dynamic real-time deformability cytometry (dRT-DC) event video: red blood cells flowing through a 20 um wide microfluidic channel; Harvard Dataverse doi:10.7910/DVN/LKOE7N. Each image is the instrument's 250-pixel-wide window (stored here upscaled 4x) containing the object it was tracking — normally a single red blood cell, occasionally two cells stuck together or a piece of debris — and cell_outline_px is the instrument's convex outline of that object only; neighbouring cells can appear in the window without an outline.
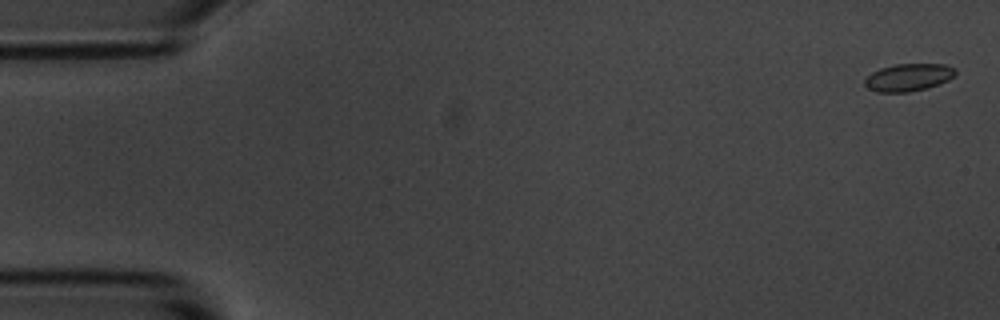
{"species": "common noctule bat (a hibernating species)", "species_latin": "Nyctalus noctula", "temperature_condition": "room temperature", "stored_images_in_passage": 5, "camera_frame_rate_fps": 3000, "um_per_image_px": 0.085, "animal": {"sex": "male", "body_mass_g": 20.1, "forearm_length_mm": 53.5}, "frame": {"image": 1, "passage_image": 1, "time_ms": 0.0, "image_size_px": [1000, 320], "cell_outline_px": [[956, 72], [948, 80], [940, 84], [928, 88], [908, 92], [876, 92], [868, 88], [864, 84], [864, 80], [872, 72], [880, 68], [896, 64], [944, 64], [956, 68]], "centroid_in_image_um": [77.22, 6.58], "position_along_channel_um": 7.8, "area_um2": 14.57}}
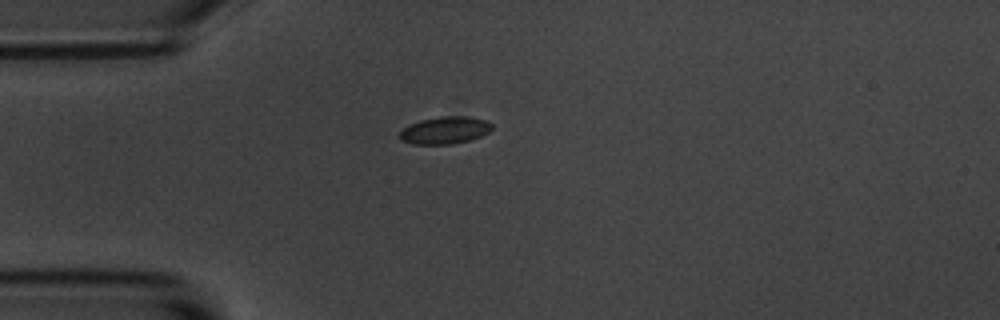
{"frame": {"image": 2, "passage_image": 5, "time_ms": 4.333, "image_size_px": [1000, 320], "cell_outline_px": [[492, 128], [488, 132], [480, 136], [468, 140], [452, 144], [412, 144], [400, 140], [400, 132], [408, 124], [420, 120], [444, 116], [468, 116], [484, 120], [492, 124]], "centroid_in_image_um": [37.79, 11.07], "position_along_channel_um": 47.2, "area_um2": 14.57}}